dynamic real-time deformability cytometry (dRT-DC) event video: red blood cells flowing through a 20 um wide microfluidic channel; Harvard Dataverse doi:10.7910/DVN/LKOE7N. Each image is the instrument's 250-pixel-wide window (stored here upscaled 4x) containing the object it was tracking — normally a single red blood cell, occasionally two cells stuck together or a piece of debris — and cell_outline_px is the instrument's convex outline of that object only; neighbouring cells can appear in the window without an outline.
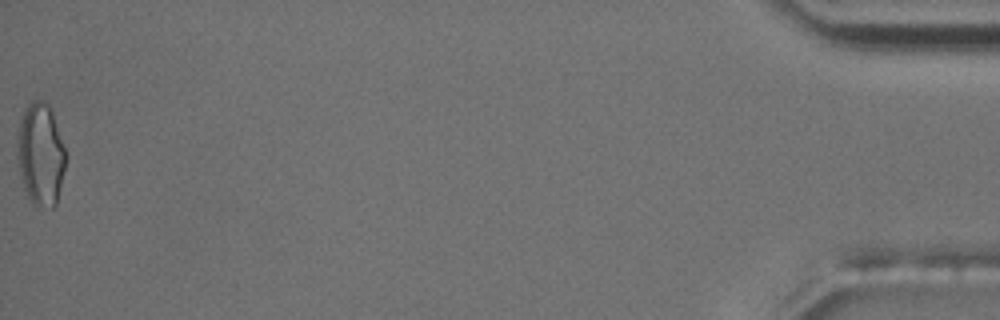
{"species": "common noctule bat (a hibernating species)", "species_latin": "Nyctalus noctula", "temperature_condition": "room temperature", "stored_images_in_passage": 53, "camera_frame_rate_fps": 3000, "um_per_image_px": 0.085, "animal": {"sex": "male", "body_mass_g": 17.5, "forearm_length_mm": 52.3}, "frame": {"image": 1, "passage_image": 53, "time_ms": 17.333, "image_size_px": [1000, 320], "cell_outline_px": [[68, 156], [56, 204], [52, 208], [32, 204], [24, 188], [16, 156], [16, 132], [24, 108], [32, 100], [44, 100], [48, 104], [52, 112]], "centroid_in_image_um": [3.44, 13.09], "position_along_channel_um": 431.8, "area_um2": 29.42}, "authors_computed_cell_mechanics": {"area_um2": 21.7906, "velocity_mm_per_s": 3.7285, "shape_relaxation_time_tau1_ms": 7.1927, "shape_relaxation_time_tau2_ms": 2.2578, "deformation_change_tau1": 0.1724, "deformation_change_tau2": 0.0882}}